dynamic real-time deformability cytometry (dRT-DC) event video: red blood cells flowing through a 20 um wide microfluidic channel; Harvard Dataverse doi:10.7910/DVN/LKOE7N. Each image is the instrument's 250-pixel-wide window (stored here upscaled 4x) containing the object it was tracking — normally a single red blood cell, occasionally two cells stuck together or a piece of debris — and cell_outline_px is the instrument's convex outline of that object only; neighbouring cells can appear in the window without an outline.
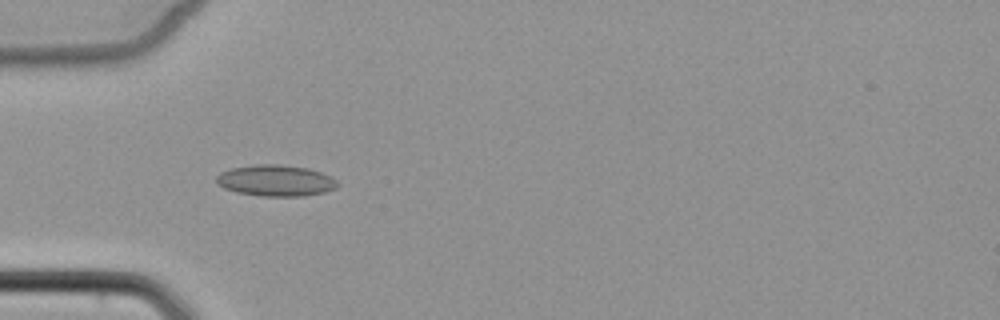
{"species": "common noctule bat (a hibernating species)", "species_latin": "Nyctalus noctula", "temperature_condition": "cold", "stored_images_in_passage": 5, "camera_frame_rate_fps": 3000, "um_per_image_px": 0.085, "animal": {"sex": "female", "body_mass_g": 22.7, "forearm_length_mm": 54.2}, "frame": {"image": 1, "passage_image": 4, "time_ms": 3.333, "image_size_px": [1000, 320], "cell_outline_px": [[340, 184], [336, 188], [324, 192], [304, 196], [260, 196], [236, 192], [224, 188], [216, 184], [216, 176], [220, 172], [232, 168], [256, 164], [280, 164], [308, 168], [332, 176]], "centroid_in_image_um": [23.44, 15.35], "position_along_channel_um": 61.6, "area_um2": 22.25}}
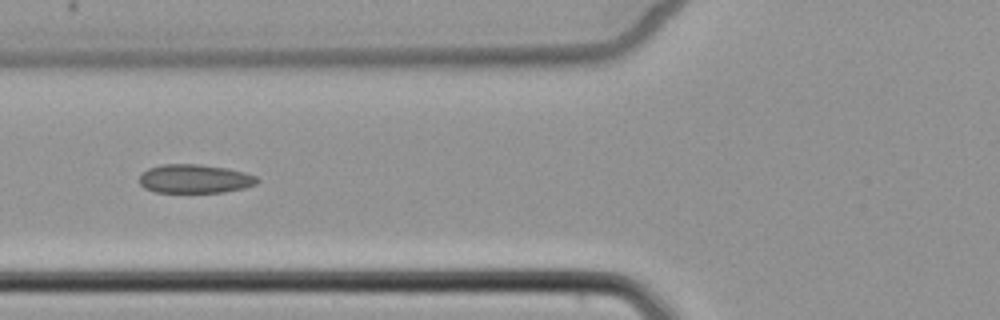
{"frame": {"image": 2, "passage_image": 5, "time_ms": 4.667, "image_size_px": [1000, 320], "cell_outline_px": [[260, 180], [256, 184], [244, 188], [224, 192], [156, 192], [144, 188], [140, 184], [140, 176], [148, 168], [160, 164], [200, 164], [228, 168], [244, 172], [256, 176]], "centroid_in_image_um": [16.57, 15.19], "position_along_channel_um": 109.2, "area_um2": 19.83}}